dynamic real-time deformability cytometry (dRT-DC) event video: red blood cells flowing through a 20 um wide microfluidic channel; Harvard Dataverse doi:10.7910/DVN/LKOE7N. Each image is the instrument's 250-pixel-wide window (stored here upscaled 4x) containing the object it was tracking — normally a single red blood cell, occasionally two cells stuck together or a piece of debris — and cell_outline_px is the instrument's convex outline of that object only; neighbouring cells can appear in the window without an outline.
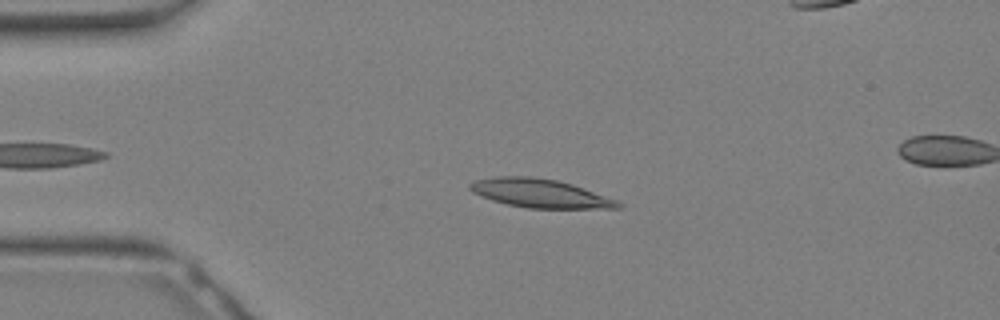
{"species": "Egyptian fruit bat (a non-hibernating species)", "species_latin": "Rousettus aegyptiacus", "temperature_condition": "warm", "stored_images_in_passage": 31, "camera_frame_rate_fps": 3000, "um_per_image_px": 0.085, "animal": {"sex": "female"}, "frame": {"image": 1, "passage_image": 6, "time_ms": 1.667, "image_size_px": [1000, 320], "cell_outline_px": [[624, 204], [620, 208], [528, 208], [508, 204], [492, 200], [472, 192], [468, 188], [468, 184], [476, 180], [496, 176], [532, 176], [556, 180], [572, 184], [616, 200]], "centroid_in_image_um": [45.88, 16.42], "position_along_channel_um": 39.1, "area_um2": 24.51}}
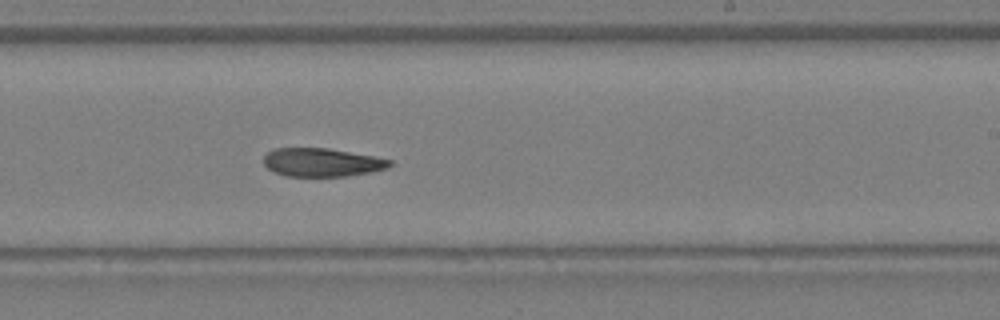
{"frame": {"image": 2, "passage_image": 18, "time_ms": 5.667, "image_size_px": [1000, 320], "cell_outline_px": [[392, 164], [388, 168], [372, 172], [348, 176], [284, 176], [268, 168], [264, 164], [264, 156], [268, 152], [276, 148], [328, 148], [376, 156], [392, 160]], "centroid_in_image_um": [27.41, 13.8], "position_along_channel_um": 261.6, "area_um2": 20.98}}
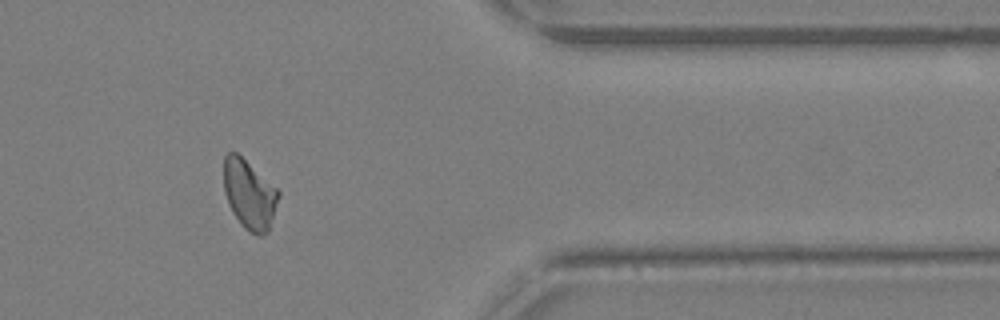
{"frame": {"image": 3, "passage_image": 25, "time_ms": 8.0, "image_size_px": [1000, 320], "cell_outline_px": [[280, 196], [268, 232], [260, 236], [256, 236], [248, 232], [240, 224], [232, 212], [228, 204], [224, 192], [224, 156], [228, 152], [236, 152], [276, 188], [280, 192]], "centroid_in_image_um": [21.18, 16.57], "position_along_channel_um": 390.2, "area_um2": 22.08}}